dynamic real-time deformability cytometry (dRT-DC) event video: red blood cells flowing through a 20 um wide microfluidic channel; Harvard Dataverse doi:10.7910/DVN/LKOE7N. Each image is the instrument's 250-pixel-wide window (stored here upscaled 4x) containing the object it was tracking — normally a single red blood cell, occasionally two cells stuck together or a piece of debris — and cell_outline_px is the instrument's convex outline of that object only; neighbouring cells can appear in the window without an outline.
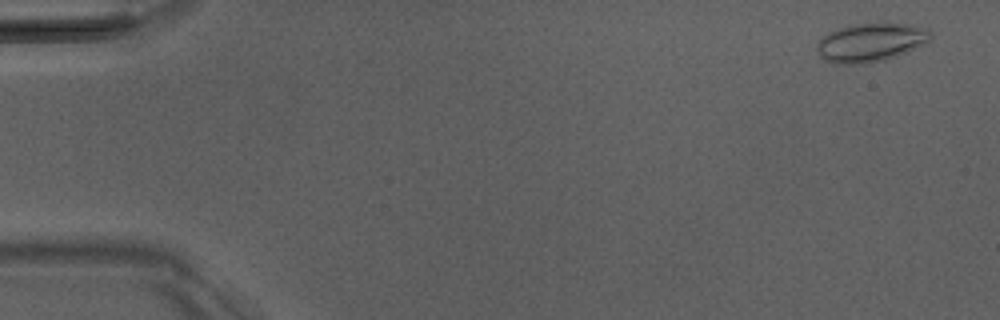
{"species": "Egyptian fruit bat (a non-hibernating species)", "species_latin": "Rousettus aegyptiacus", "temperature_condition": "room temperature", "stored_images_in_passage": 16, "camera_frame_rate_fps": 3000, "um_per_image_px": 0.085, "animal": {"sex": "male"}, "frame": {"image": 1, "passage_image": 3, "time_ms": 0.667, "image_size_px": [1000, 320], "cell_outline_px": [[932, 36], [928, 40], [896, 56], [884, 60], [868, 64], [832, 64], [824, 60], [820, 56], [816, 48], [816, 44], [828, 32], [848, 24], [888, 20], [928, 28], [932, 32]], "centroid_in_image_um": [73.97, 3.56], "position_along_channel_um": 11.0, "area_um2": 26.3}}